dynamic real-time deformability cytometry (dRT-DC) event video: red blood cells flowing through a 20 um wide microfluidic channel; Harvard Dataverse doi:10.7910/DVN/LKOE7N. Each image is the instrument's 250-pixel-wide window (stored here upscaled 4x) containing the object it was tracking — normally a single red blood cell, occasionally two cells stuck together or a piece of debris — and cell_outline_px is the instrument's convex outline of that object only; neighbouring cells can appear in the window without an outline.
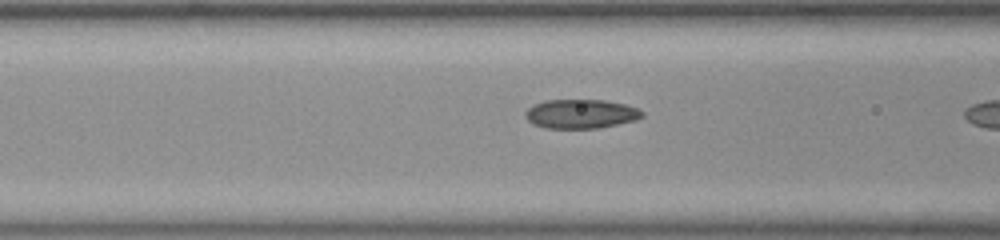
{"species": "common noctule bat (a hibernating species)", "species_latin": "Nyctalus noctula", "temperature_condition": "room temperature", "stored_images_in_passage": 11, "camera_frame_rate_fps": 3000, "um_per_image_px": 0.085, "animal": {"sex": "female", "body_mass_g": 23.0, "forearm_length_mm": 53.4}, "frame": {"image": 1, "passage_image": 10, "time_ms": 3.0, "image_size_px": [1000, 240], "cell_outline_px": [[644, 116], [636, 120], [600, 128], [544, 128], [532, 124], [524, 116], [524, 112], [532, 104], [544, 100], [604, 100], [624, 104], [640, 108], [644, 112]], "centroid_in_image_um": [49.36, 9.68], "position_along_channel_um": 117.2, "area_um2": 20.11}}